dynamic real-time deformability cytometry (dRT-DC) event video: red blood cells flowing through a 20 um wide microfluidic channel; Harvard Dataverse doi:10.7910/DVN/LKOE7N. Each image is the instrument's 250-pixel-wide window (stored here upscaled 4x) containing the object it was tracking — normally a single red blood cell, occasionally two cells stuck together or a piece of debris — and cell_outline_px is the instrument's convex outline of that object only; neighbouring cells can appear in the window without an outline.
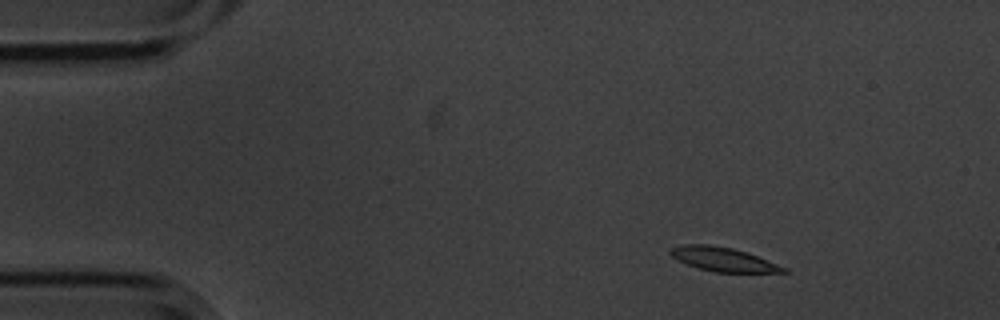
{"species": "common noctule bat (a hibernating species)", "species_latin": "Nyctalus noctula", "temperature_condition": "cold", "stored_images_in_passage": 4, "camera_frame_rate_fps": 3000, "um_per_image_px": 0.085, "animal": {"sex": "male", "body_mass_g": 20.1, "forearm_length_mm": 53.5}, "frame": {"image": 1, "passage_image": 2, "time_ms": 0.333, "image_size_px": [1000, 320], "cell_outline_px": [[788, 272], [716, 272], [700, 268], [688, 264], [672, 256], [668, 252], [672, 248], [680, 244], [708, 244], [732, 248], [748, 252], [788, 268]], "centroid_in_image_um": [61.5, 22.03], "position_along_channel_um": 23.5, "area_um2": 15.66}}
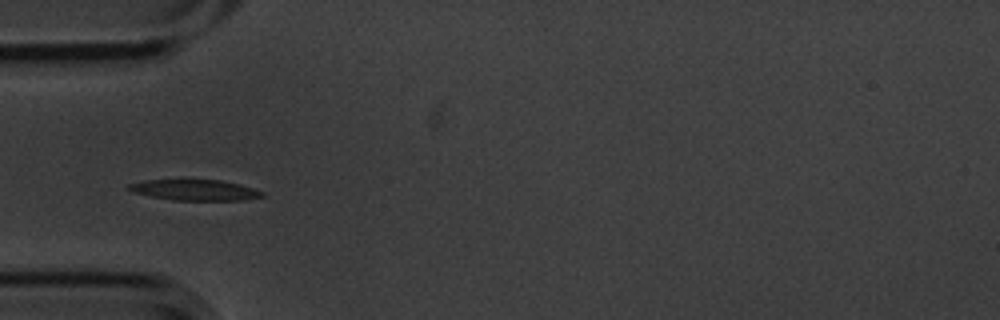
{"frame": {"image": 2, "passage_image": 4, "time_ms": 1.0, "image_size_px": [1000, 320], "cell_outline_px": [[264, 196], [244, 200], [172, 200], [152, 196], [136, 192], [128, 188], [128, 184], [144, 180], [180, 176], [188, 176], [220, 180], [240, 184], [264, 192]], "centroid_in_image_um": [16.53, 16.08], "position_along_channel_um": 68.5, "area_um2": 17.11}}